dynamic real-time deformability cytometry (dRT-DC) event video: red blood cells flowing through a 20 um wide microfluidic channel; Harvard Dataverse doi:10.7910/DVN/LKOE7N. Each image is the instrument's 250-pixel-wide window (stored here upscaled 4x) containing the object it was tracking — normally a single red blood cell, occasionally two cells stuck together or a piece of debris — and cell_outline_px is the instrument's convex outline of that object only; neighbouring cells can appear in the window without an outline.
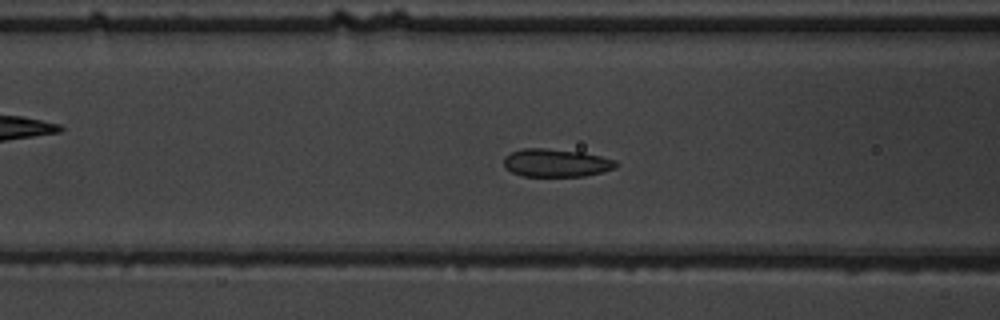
{"species": "common noctule bat (a hibernating species)", "species_latin": "Nyctalus noctula", "temperature_condition": "warm", "stored_images_in_passage": 56, "camera_frame_rate_fps": 3000, "um_per_image_px": 0.085, "animal": {"sex": "male", "body_mass_g": 19.5, "forearm_length_mm": 54.6}, "frame": {"image": 1, "passage_image": 23, "time_ms": 7.333, "image_size_px": [1000, 320], "cell_outline_px": [[620, 164], [616, 168], [604, 172], [584, 176], [524, 176], [512, 172], [504, 168], [504, 156], [512, 152], [524, 148], [544, 148], [584, 152], [616, 160]], "centroid_in_image_um": [47.31, 13.84], "position_along_channel_um": 119.3, "area_um2": 18.5}}
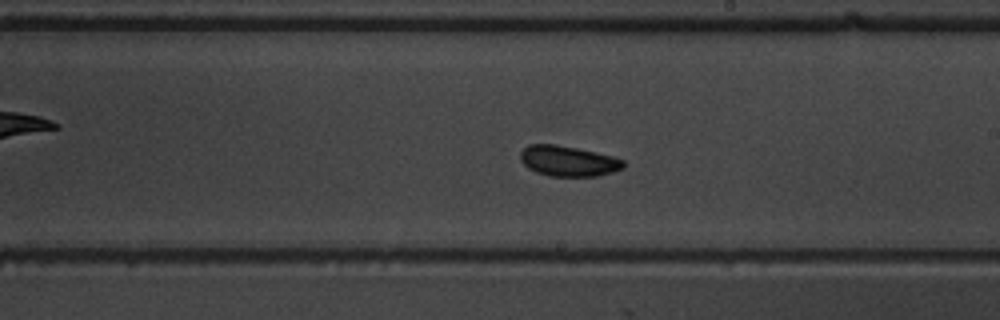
{"frame": {"image": 2, "passage_image": 33, "time_ms": 10.667, "image_size_px": [1000, 320], "cell_outline_px": [[624, 168], [612, 172], [596, 176], [552, 176], [536, 172], [528, 168], [520, 160], [520, 152], [528, 144], [556, 144], [576, 148], [612, 156], [624, 160]], "centroid_in_image_um": [48.28, 13.68], "position_along_channel_um": 240.7, "area_um2": 18.21}}
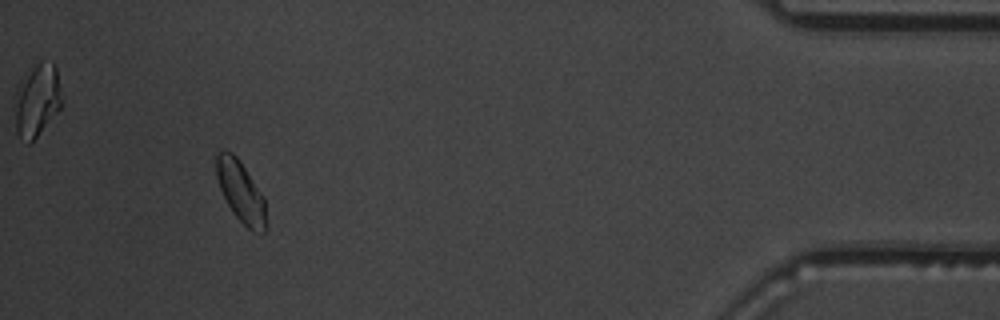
{"frame": {"image": 3, "passage_image": 52, "time_ms": 17.0, "image_size_px": [1000, 320], "cell_outline_px": [[264, 232], [252, 232], [232, 212], [220, 188], [216, 176], [216, 156], [220, 152], [232, 152], [236, 156], [264, 196]], "centroid_in_image_um": [20.44, 16.28], "position_along_channel_um": 414.8, "area_um2": 17.11}, "authors_computed_cell_mechanics": {"area_um2": 18.2648, "velocity_mm_per_s": 3.6523, "shape_relaxation_time_tau1_ms": 2.3534, "shape_relaxation_time_tau2_ms": 1.9087, "deformation_change_tau1": 0.0929, "deformation_change_tau2": 0.0525}}